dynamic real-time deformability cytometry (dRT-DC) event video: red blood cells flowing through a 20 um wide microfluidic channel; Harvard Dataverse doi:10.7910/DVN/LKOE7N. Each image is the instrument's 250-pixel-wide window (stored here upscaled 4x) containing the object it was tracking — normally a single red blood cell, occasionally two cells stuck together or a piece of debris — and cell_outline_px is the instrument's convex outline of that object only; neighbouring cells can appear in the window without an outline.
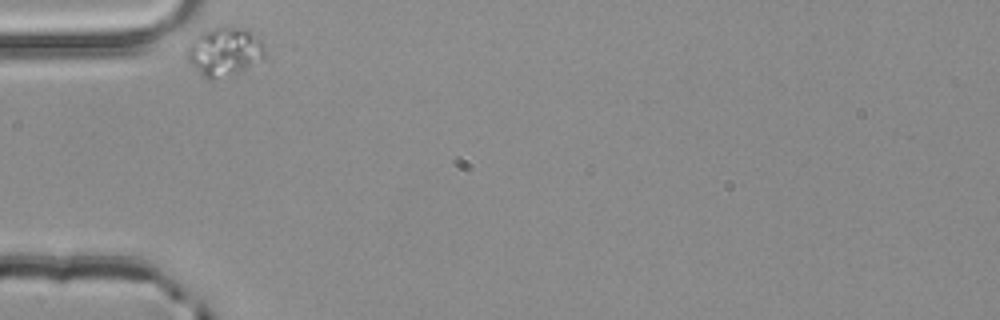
{"species": "common noctule bat (a hibernating species)", "species_latin": "Nyctalus noctula", "temperature_condition": "room temperature", "stored_images_in_passage": 4, "camera_frame_rate_fps": 3000, "um_per_image_px": 0.085, "animal": {"sex": "male", "body_mass_g": 20.4}, "frame": {"image": 1, "passage_image": 1, "time_ms": 0.0, "image_size_px": [1000, 320], "cell_outline_px": [[264, 56], [244, 68], [236, 72], [212, 80], [208, 80], [188, 60], [188, 48], [192, 36], [216, 28], [248, 28], [264, 44]], "centroid_in_image_um": [19.06, 4.36], "position_along_channel_um": 65.9, "area_um2": 21.21}}